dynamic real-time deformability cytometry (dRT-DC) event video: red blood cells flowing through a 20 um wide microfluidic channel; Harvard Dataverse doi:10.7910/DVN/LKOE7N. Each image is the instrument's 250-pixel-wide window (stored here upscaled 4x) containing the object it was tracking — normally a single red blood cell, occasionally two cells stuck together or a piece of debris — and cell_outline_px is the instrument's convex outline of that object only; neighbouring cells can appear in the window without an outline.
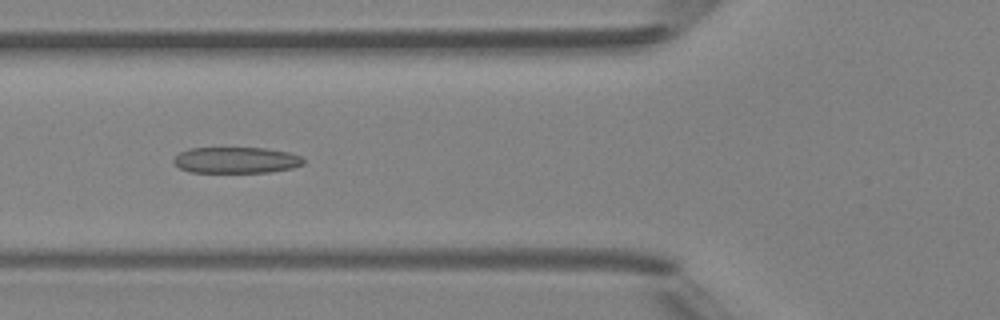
{"species": "Egyptian fruit bat (a non-hibernating species)", "species_latin": "Rousettus aegyptiacus", "temperature_condition": "room temperature", "stored_images_in_passage": 48, "camera_frame_rate_fps": 3000, "um_per_image_px": 0.085, "animal": {"sex": "female"}, "frame": {"image": 1, "passage_image": 18, "time_ms": 5.667, "image_size_px": [1000, 320], "cell_outline_px": [[304, 164], [292, 168], [268, 172], [192, 172], [180, 168], [172, 160], [180, 152], [192, 148], [264, 148], [288, 152], [300, 156], [304, 160]], "centroid_in_image_um": [20.09, 13.61], "position_along_channel_um": 105.7, "area_um2": 19.59}}
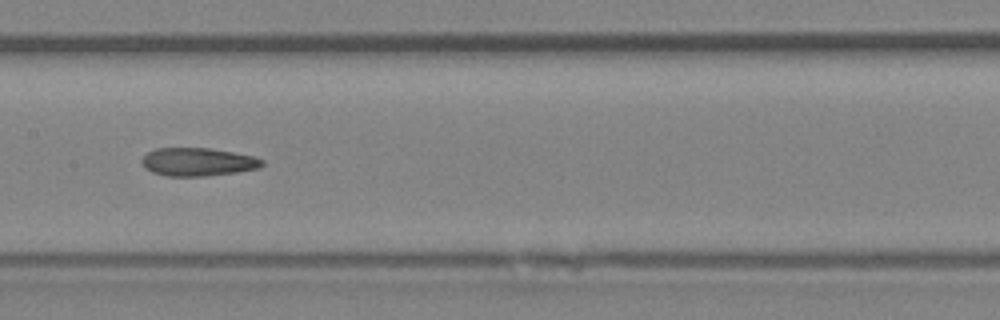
{"frame": {"image": 2, "passage_image": 24, "time_ms": 7.667, "image_size_px": [1000, 320], "cell_outline_px": [[264, 164], [260, 168], [236, 172], [204, 176], [168, 176], [152, 172], [144, 168], [140, 160], [148, 152], [156, 148], [212, 148], [256, 156], [264, 160]], "centroid_in_image_um": [16.84, 13.75], "position_along_channel_um": 190.6, "area_um2": 19.94}}
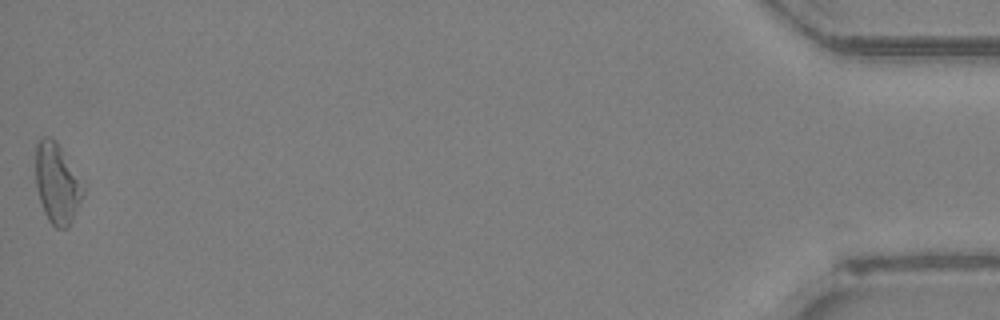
{"frame": {"image": 3, "passage_image": 48, "time_ms": 15.667, "image_size_px": [1000, 320], "cell_outline_px": [[84, 192], [72, 220], [68, 228], [56, 228], [48, 220], [44, 212], [36, 188], [36, 144], [44, 136], [52, 136], [56, 140], [84, 184]], "centroid_in_image_um": [4.85, 15.57], "position_along_channel_um": 430.4, "area_um2": 22.14}, "authors_computed_cell_mechanics": {"area_um2": 20.4901, "velocity_mm_per_s": 4.2675, "shape_relaxation_time_tau1_ms": null, "shape_relaxation_time_tau2_ms": 4.0157, "deformation_change_tau1": null, "deformation_change_tau2": 0.1112}}